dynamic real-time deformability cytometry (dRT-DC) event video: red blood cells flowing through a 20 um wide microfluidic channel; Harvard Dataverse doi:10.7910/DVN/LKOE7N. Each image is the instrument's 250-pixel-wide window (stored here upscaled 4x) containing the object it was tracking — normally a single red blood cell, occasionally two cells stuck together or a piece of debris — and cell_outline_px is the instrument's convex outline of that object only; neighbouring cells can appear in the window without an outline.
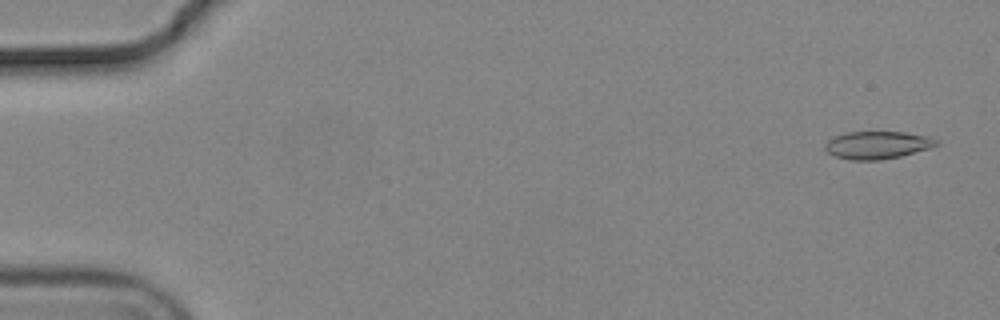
{"species": "common noctule bat (a hibernating species)", "species_latin": "Nyctalus noctula", "temperature_condition": "cold", "stored_images_in_passage": 56, "camera_frame_rate_fps": 3000, "um_per_image_px": 0.085, "animal": {"sex": "male", "body_mass_g": 19.2, "forearm_length_mm": 51.8}, "frame": {"image": 1, "passage_image": 3, "time_ms": 0.667, "image_size_px": [1000, 320], "cell_outline_px": [[940, 144], [928, 148], [900, 156], [880, 160], [852, 160], [836, 156], [828, 152], [824, 148], [824, 144], [828, 140], [836, 136], [848, 132], [904, 132], [928, 136], [940, 140]], "centroid_in_image_um": [74.59, 12.32], "position_along_channel_um": 10.4, "area_um2": 17.8}}
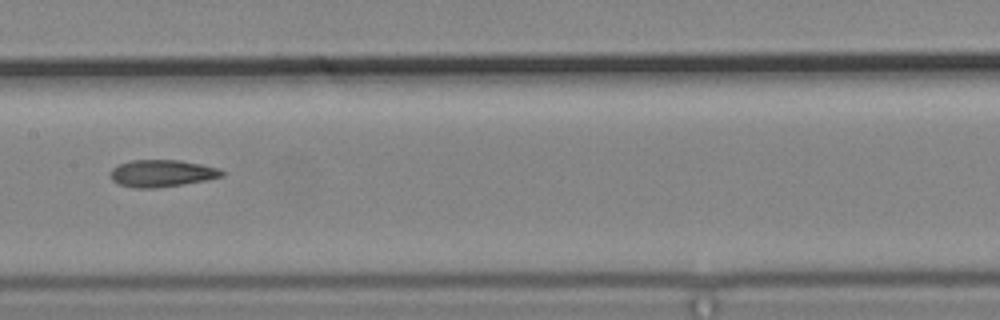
{"frame": {"image": 2, "passage_image": 29, "time_ms": 9.333, "image_size_px": [1000, 320], "cell_outline_px": [[224, 176], [184, 184], [156, 188], [132, 188], [120, 184], [112, 180], [112, 168], [120, 164], [132, 160], [180, 160], [220, 168], [224, 172]], "centroid_in_image_um": [13.78, 14.73], "position_along_channel_um": 193.6, "area_um2": 17.46}}
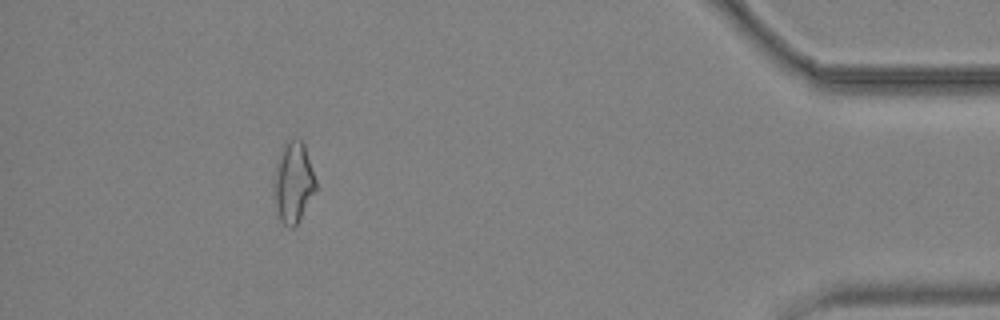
{"frame": {"image": 3, "passage_image": 51, "time_ms": 16.667, "image_size_px": [1000, 320], "cell_outline_px": [[316, 188], [296, 224], [292, 228], [288, 228], [280, 220], [272, 188], [272, 180], [280, 148], [288, 140], [296, 136], [304, 144], [316, 180]], "centroid_in_image_um": [24.89, 15.44], "position_along_channel_um": 410.3, "area_um2": 19.71}, "authors_computed_cell_mechanics": {"area_um2": 18.0914, "velocity_mm_per_s": 3.7196, "shape_relaxation_time_tau1_ms": null, "shape_relaxation_time_tau2_ms": 4.1847, "deformation_change_tau1": null, "deformation_change_tau2": 0.1129}}